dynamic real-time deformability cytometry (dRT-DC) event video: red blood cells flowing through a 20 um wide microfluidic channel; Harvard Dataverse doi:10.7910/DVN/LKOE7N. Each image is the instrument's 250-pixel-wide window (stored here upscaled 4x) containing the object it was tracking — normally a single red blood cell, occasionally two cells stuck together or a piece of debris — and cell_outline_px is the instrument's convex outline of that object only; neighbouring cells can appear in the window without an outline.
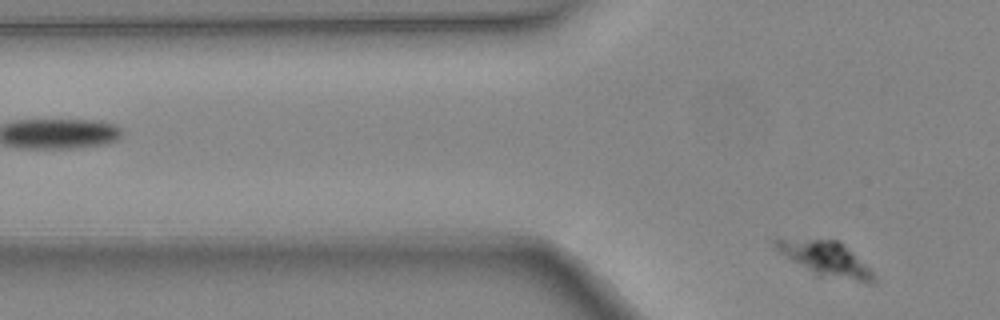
{"species": "common noctule bat (a hibernating species)", "species_latin": "Nyctalus noctula", "temperature_condition": "warm", "stored_images_in_passage": 4, "segment_of_instrument_passage": [2, 2], "camera_frame_rate_fps": 3000, "um_per_image_px": 0.085, "animal": {"sex": "female", "body_mass_g": 24.6, "forearm_length_mm": 56.2}, "frame": {"image": 1, "passage_image": 4, "time_ms": 1.0, "image_size_px": [1000, 320], "cell_outline_px": [[876, 280], [868, 284], [816, 276], [780, 252], [772, 244], [772, 240], [776, 236], [780, 236], [840, 240], [876, 276]], "centroid_in_image_um": [70.12, 21.97], "position_along_channel_um": 55.7, "area_um2": 20.52}}